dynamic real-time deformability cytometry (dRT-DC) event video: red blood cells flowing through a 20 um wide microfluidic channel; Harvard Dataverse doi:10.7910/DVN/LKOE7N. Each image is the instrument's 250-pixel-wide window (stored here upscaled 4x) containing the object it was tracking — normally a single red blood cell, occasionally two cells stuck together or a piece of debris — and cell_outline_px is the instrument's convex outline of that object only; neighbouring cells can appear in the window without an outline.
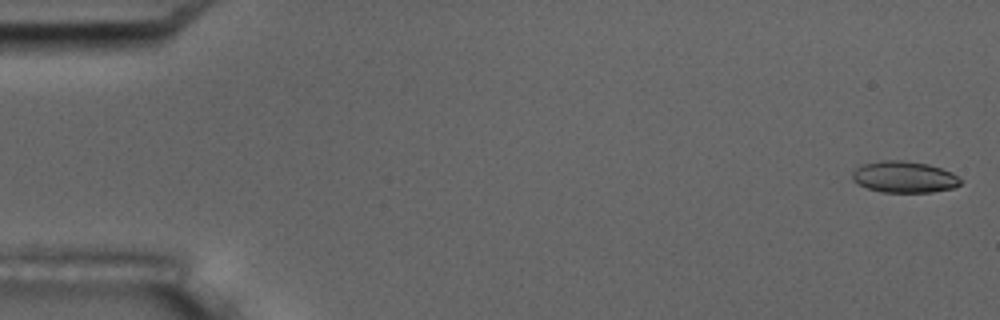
{"species": "common noctule bat (a hibernating species)", "species_latin": "Nyctalus noctula", "temperature_condition": "room temperature", "stored_images_in_passage": 7, "camera_frame_rate_fps": 3000, "um_per_image_px": 0.085, "animal": {"sex": "male", "body_mass_g": 17.5, "forearm_length_mm": 52.3}, "frame": {"image": 1, "passage_image": 1, "time_ms": 0.0, "image_size_px": [1000, 320], "cell_outline_px": [[964, 180], [960, 184], [952, 188], [932, 192], [880, 192], [868, 188], [852, 180], [852, 172], [856, 168], [864, 164], [880, 160], [904, 160], [928, 164], [952, 172]], "centroid_in_image_um": [76.87, 15.04], "position_along_channel_um": 8.1, "area_um2": 19.88}}
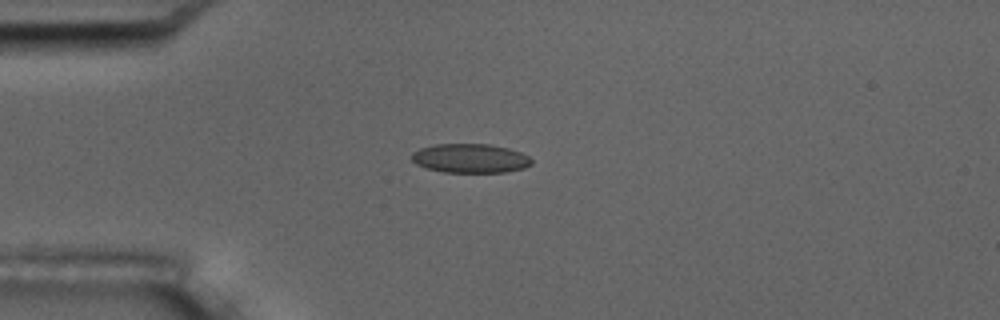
{"frame": {"image": 2, "passage_image": 5, "time_ms": 4.333, "image_size_px": [1000, 320], "cell_outline_px": [[532, 164], [524, 168], [504, 172], [444, 172], [424, 168], [416, 164], [412, 160], [412, 152], [420, 148], [436, 144], [488, 144], [508, 148], [520, 152], [528, 156], [532, 160]], "centroid_in_image_um": [39.95, 13.46], "position_along_channel_um": 45.0, "area_um2": 20.35}}
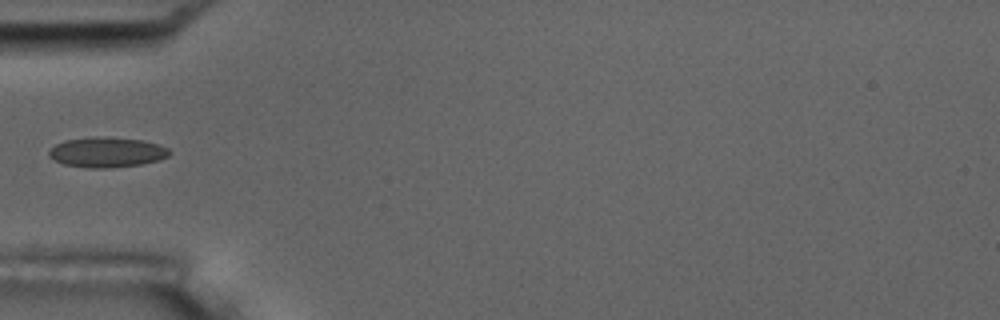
{"frame": {"image": 3, "passage_image": 6, "time_ms": 5.667, "image_size_px": [1000, 320], "cell_outline_px": [[172, 152], [168, 156], [160, 160], [140, 164], [104, 168], [88, 168], [64, 164], [48, 156], [48, 152], [56, 144], [64, 140], [96, 136], [104, 136], [144, 140], [160, 144], [168, 148]], "centroid_in_image_um": [9.11, 12.92], "position_along_channel_um": 75.9, "area_um2": 21.27}}